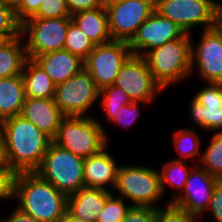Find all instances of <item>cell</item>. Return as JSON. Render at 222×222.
Instances as JSON below:
<instances>
[{
	"label": "cell",
	"instance_id": "cell-1",
	"mask_svg": "<svg viewBox=\"0 0 222 222\" xmlns=\"http://www.w3.org/2000/svg\"><path fill=\"white\" fill-rule=\"evenodd\" d=\"M11 170L17 174L35 172L53 139L22 115L0 122Z\"/></svg>",
	"mask_w": 222,
	"mask_h": 222
},
{
	"label": "cell",
	"instance_id": "cell-2",
	"mask_svg": "<svg viewBox=\"0 0 222 222\" xmlns=\"http://www.w3.org/2000/svg\"><path fill=\"white\" fill-rule=\"evenodd\" d=\"M67 197L36 172L14 176L13 198L19 200L17 207L38 222H61L67 211Z\"/></svg>",
	"mask_w": 222,
	"mask_h": 222
},
{
	"label": "cell",
	"instance_id": "cell-3",
	"mask_svg": "<svg viewBox=\"0 0 222 222\" xmlns=\"http://www.w3.org/2000/svg\"><path fill=\"white\" fill-rule=\"evenodd\" d=\"M190 38L185 33L181 38L166 42L144 56L154 79L163 89L185 79L193 71Z\"/></svg>",
	"mask_w": 222,
	"mask_h": 222
},
{
	"label": "cell",
	"instance_id": "cell-4",
	"mask_svg": "<svg viewBox=\"0 0 222 222\" xmlns=\"http://www.w3.org/2000/svg\"><path fill=\"white\" fill-rule=\"evenodd\" d=\"M53 142L85 159L107 147L108 139L98 120L89 116H65Z\"/></svg>",
	"mask_w": 222,
	"mask_h": 222
},
{
	"label": "cell",
	"instance_id": "cell-5",
	"mask_svg": "<svg viewBox=\"0 0 222 222\" xmlns=\"http://www.w3.org/2000/svg\"><path fill=\"white\" fill-rule=\"evenodd\" d=\"M83 162L84 158L52 142L35 172L68 196L84 187Z\"/></svg>",
	"mask_w": 222,
	"mask_h": 222
},
{
	"label": "cell",
	"instance_id": "cell-6",
	"mask_svg": "<svg viewBox=\"0 0 222 222\" xmlns=\"http://www.w3.org/2000/svg\"><path fill=\"white\" fill-rule=\"evenodd\" d=\"M114 188L132 201L131 206L158 208L155 203L163 195L160 172L142 166H119Z\"/></svg>",
	"mask_w": 222,
	"mask_h": 222
},
{
	"label": "cell",
	"instance_id": "cell-7",
	"mask_svg": "<svg viewBox=\"0 0 222 222\" xmlns=\"http://www.w3.org/2000/svg\"><path fill=\"white\" fill-rule=\"evenodd\" d=\"M71 17L29 18L21 24V35L28 33L25 48L27 57L64 49Z\"/></svg>",
	"mask_w": 222,
	"mask_h": 222
},
{
	"label": "cell",
	"instance_id": "cell-8",
	"mask_svg": "<svg viewBox=\"0 0 222 222\" xmlns=\"http://www.w3.org/2000/svg\"><path fill=\"white\" fill-rule=\"evenodd\" d=\"M113 41L130 42L138 27L155 12V0L106 1Z\"/></svg>",
	"mask_w": 222,
	"mask_h": 222
},
{
	"label": "cell",
	"instance_id": "cell-9",
	"mask_svg": "<svg viewBox=\"0 0 222 222\" xmlns=\"http://www.w3.org/2000/svg\"><path fill=\"white\" fill-rule=\"evenodd\" d=\"M219 4L214 0H155V11L189 34L202 24L204 30L211 29Z\"/></svg>",
	"mask_w": 222,
	"mask_h": 222
},
{
	"label": "cell",
	"instance_id": "cell-10",
	"mask_svg": "<svg viewBox=\"0 0 222 222\" xmlns=\"http://www.w3.org/2000/svg\"><path fill=\"white\" fill-rule=\"evenodd\" d=\"M131 55L128 42L111 41L95 45L84 60V69L90 74L96 87L101 90L115 83L119 70Z\"/></svg>",
	"mask_w": 222,
	"mask_h": 222
},
{
	"label": "cell",
	"instance_id": "cell-11",
	"mask_svg": "<svg viewBox=\"0 0 222 222\" xmlns=\"http://www.w3.org/2000/svg\"><path fill=\"white\" fill-rule=\"evenodd\" d=\"M97 99L99 89L84 68L55 89V103L65 116H87Z\"/></svg>",
	"mask_w": 222,
	"mask_h": 222
},
{
	"label": "cell",
	"instance_id": "cell-12",
	"mask_svg": "<svg viewBox=\"0 0 222 222\" xmlns=\"http://www.w3.org/2000/svg\"><path fill=\"white\" fill-rule=\"evenodd\" d=\"M113 85L138 103H149L156 92L164 90L154 79L145 58L133 54L122 65Z\"/></svg>",
	"mask_w": 222,
	"mask_h": 222
},
{
	"label": "cell",
	"instance_id": "cell-13",
	"mask_svg": "<svg viewBox=\"0 0 222 222\" xmlns=\"http://www.w3.org/2000/svg\"><path fill=\"white\" fill-rule=\"evenodd\" d=\"M184 34L178 25L155 11L138 27L136 34L128 44L133 55L144 57L150 50L181 38Z\"/></svg>",
	"mask_w": 222,
	"mask_h": 222
},
{
	"label": "cell",
	"instance_id": "cell-14",
	"mask_svg": "<svg viewBox=\"0 0 222 222\" xmlns=\"http://www.w3.org/2000/svg\"><path fill=\"white\" fill-rule=\"evenodd\" d=\"M218 180L204 168L194 167L182 191V193L185 192L184 195L175 196L171 203L198 218L205 210H208L212 192Z\"/></svg>",
	"mask_w": 222,
	"mask_h": 222
},
{
	"label": "cell",
	"instance_id": "cell-15",
	"mask_svg": "<svg viewBox=\"0 0 222 222\" xmlns=\"http://www.w3.org/2000/svg\"><path fill=\"white\" fill-rule=\"evenodd\" d=\"M200 43L191 44V70L196 64L201 78L207 83H222V41L211 28L203 30Z\"/></svg>",
	"mask_w": 222,
	"mask_h": 222
},
{
	"label": "cell",
	"instance_id": "cell-16",
	"mask_svg": "<svg viewBox=\"0 0 222 222\" xmlns=\"http://www.w3.org/2000/svg\"><path fill=\"white\" fill-rule=\"evenodd\" d=\"M191 102L194 124L208 131L222 132V83H207Z\"/></svg>",
	"mask_w": 222,
	"mask_h": 222
},
{
	"label": "cell",
	"instance_id": "cell-17",
	"mask_svg": "<svg viewBox=\"0 0 222 222\" xmlns=\"http://www.w3.org/2000/svg\"><path fill=\"white\" fill-rule=\"evenodd\" d=\"M52 139L56 136L59 125L65 115L60 111L54 98L25 97L21 114Z\"/></svg>",
	"mask_w": 222,
	"mask_h": 222
},
{
	"label": "cell",
	"instance_id": "cell-18",
	"mask_svg": "<svg viewBox=\"0 0 222 222\" xmlns=\"http://www.w3.org/2000/svg\"><path fill=\"white\" fill-rule=\"evenodd\" d=\"M33 60L50 76L56 86L84 68V60L65 49L38 55Z\"/></svg>",
	"mask_w": 222,
	"mask_h": 222
},
{
	"label": "cell",
	"instance_id": "cell-19",
	"mask_svg": "<svg viewBox=\"0 0 222 222\" xmlns=\"http://www.w3.org/2000/svg\"><path fill=\"white\" fill-rule=\"evenodd\" d=\"M111 194L107 189L82 187L68 195L67 210L73 216L96 222L98 214L104 209L106 199Z\"/></svg>",
	"mask_w": 222,
	"mask_h": 222
},
{
	"label": "cell",
	"instance_id": "cell-20",
	"mask_svg": "<svg viewBox=\"0 0 222 222\" xmlns=\"http://www.w3.org/2000/svg\"><path fill=\"white\" fill-rule=\"evenodd\" d=\"M105 149L84 159V187L106 189L104 185L107 183L115 187L119 167Z\"/></svg>",
	"mask_w": 222,
	"mask_h": 222
},
{
	"label": "cell",
	"instance_id": "cell-21",
	"mask_svg": "<svg viewBox=\"0 0 222 222\" xmlns=\"http://www.w3.org/2000/svg\"><path fill=\"white\" fill-rule=\"evenodd\" d=\"M71 19L95 45L113 41L105 6L75 13Z\"/></svg>",
	"mask_w": 222,
	"mask_h": 222
},
{
	"label": "cell",
	"instance_id": "cell-22",
	"mask_svg": "<svg viewBox=\"0 0 222 222\" xmlns=\"http://www.w3.org/2000/svg\"><path fill=\"white\" fill-rule=\"evenodd\" d=\"M22 75L0 79V122L20 115L25 101Z\"/></svg>",
	"mask_w": 222,
	"mask_h": 222
},
{
	"label": "cell",
	"instance_id": "cell-23",
	"mask_svg": "<svg viewBox=\"0 0 222 222\" xmlns=\"http://www.w3.org/2000/svg\"><path fill=\"white\" fill-rule=\"evenodd\" d=\"M22 78L26 97L54 98L56 85L50 76L33 59H27L22 72Z\"/></svg>",
	"mask_w": 222,
	"mask_h": 222
},
{
	"label": "cell",
	"instance_id": "cell-24",
	"mask_svg": "<svg viewBox=\"0 0 222 222\" xmlns=\"http://www.w3.org/2000/svg\"><path fill=\"white\" fill-rule=\"evenodd\" d=\"M20 40L21 38L18 36L10 40H5L0 44L1 78L22 75L28 57L25 43L22 46Z\"/></svg>",
	"mask_w": 222,
	"mask_h": 222
},
{
	"label": "cell",
	"instance_id": "cell-25",
	"mask_svg": "<svg viewBox=\"0 0 222 222\" xmlns=\"http://www.w3.org/2000/svg\"><path fill=\"white\" fill-rule=\"evenodd\" d=\"M188 167L185 165L184 161L172 160L163 165V170L160 173V182L162 193L165 192V184L170 187L179 188L182 192L185 187V183L188 179L189 173Z\"/></svg>",
	"mask_w": 222,
	"mask_h": 222
},
{
	"label": "cell",
	"instance_id": "cell-26",
	"mask_svg": "<svg viewBox=\"0 0 222 222\" xmlns=\"http://www.w3.org/2000/svg\"><path fill=\"white\" fill-rule=\"evenodd\" d=\"M95 44L71 21L66 34L64 49L85 60Z\"/></svg>",
	"mask_w": 222,
	"mask_h": 222
},
{
	"label": "cell",
	"instance_id": "cell-27",
	"mask_svg": "<svg viewBox=\"0 0 222 222\" xmlns=\"http://www.w3.org/2000/svg\"><path fill=\"white\" fill-rule=\"evenodd\" d=\"M203 154L200 159L205 166L202 168L210 175L222 180V132H215Z\"/></svg>",
	"mask_w": 222,
	"mask_h": 222
},
{
	"label": "cell",
	"instance_id": "cell-28",
	"mask_svg": "<svg viewBox=\"0 0 222 222\" xmlns=\"http://www.w3.org/2000/svg\"><path fill=\"white\" fill-rule=\"evenodd\" d=\"M176 151L181 158L176 160L186 161L188 158L194 159L196 155H200V140L198 134L193 129H180L175 131L173 138Z\"/></svg>",
	"mask_w": 222,
	"mask_h": 222
},
{
	"label": "cell",
	"instance_id": "cell-29",
	"mask_svg": "<svg viewBox=\"0 0 222 222\" xmlns=\"http://www.w3.org/2000/svg\"><path fill=\"white\" fill-rule=\"evenodd\" d=\"M103 96L102 105L107 112V117L111 121L120 107L132 103L129 95L121 88L111 85L99 90V97Z\"/></svg>",
	"mask_w": 222,
	"mask_h": 222
},
{
	"label": "cell",
	"instance_id": "cell-30",
	"mask_svg": "<svg viewBox=\"0 0 222 222\" xmlns=\"http://www.w3.org/2000/svg\"><path fill=\"white\" fill-rule=\"evenodd\" d=\"M131 207L129 204L125 205L122 197L116 198L111 194L106 199L104 209L98 214L96 222H120Z\"/></svg>",
	"mask_w": 222,
	"mask_h": 222
},
{
	"label": "cell",
	"instance_id": "cell-31",
	"mask_svg": "<svg viewBox=\"0 0 222 222\" xmlns=\"http://www.w3.org/2000/svg\"><path fill=\"white\" fill-rule=\"evenodd\" d=\"M21 36V23L17 20L15 10L0 0V37L10 40Z\"/></svg>",
	"mask_w": 222,
	"mask_h": 222
},
{
	"label": "cell",
	"instance_id": "cell-32",
	"mask_svg": "<svg viewBox=\"0 0 222 222\" xmlns=\"http://www.w3.org/2000/svg\"><path fill=\"white\" fill-rule=\"evenodd\" d=\"M71 17L66 0L41 1L38 11L31 18Z\"/></svg>",
	"mask_w": 222,
	"mask_h": 222
},
{
	"label": "cell",
	"instance_id": "cell-33",
	"mask_svg": "<svg viewBox=\"0 0 222 222\" xmlns=\"http://www.w3.org/2000/svg\"><path fill=\"white\" fill-rule=\"evenodd\" d=\"M196 217L173 205L171 202L165 208H156L155 222H196Z\"/></svg>",
	"mask_w": 222,
	"mask_h": 222
},
{
	"label": "cell",
	"instance_id": "cell-34",
	"mask_svg": "<svg viewBox=\"0 0 222 222\" xmlns=\"http://www.w3.org/2000/svg\"><path fill=\"white\" fill-rule=\"evenodd\" d=\"M156 208L132 206L120 222H155Z\"/></svg>",
	"mask_w": 222,
	"mask_h": 222
},
{
	"label": "cell",
	"instance_id": "cell-35",
	"mask_svg": "<svg viewBox=\"0 0 222 222\" xmlns=\"http://www.w3.org/2000/svg\"><path fill=\"white\" fill-rule=\"evenodd\" d=\"M137 104L138 102H132L120 107L118 113L111 121L119 123L122 127L129 126L135 121L137 115H139Z\"/></svg>",
	"mask_w": 222,
	"mask_h": 222
},
{
	"label": "cell",
	"instance_id": "cell-36",
	"mask_svg": "<svg viewBox=\"0 0 222 222\" xmlns=\"http://www.w3.org/2000/svg\"><path fill=\"white\" fill-rule=\"evenodd\" d=\"M14 176L10 167H0V199L13 198Z\"/></svg>",
	"mask_w": 222,
	"mask_h": 222
},
{
	"label": "cell",
	"instance_id": "cell-37",
	"mask_svg": "<svg viewBox=\"0 0 222 222\" xmlns=\"http://www.w3.org/2000/svg\"><path fill=\"white\" fill-rule=\"evenodd\" d=\"M41 1L44 0H22L21 4L15 9L17 20L22 24L31 18L39 9Z\"/></svg>",
	"mask_w": 222,
	"mask_h": 222
},
{
	"label": "cell",
	"instance_id": "cell-38",
	"mask_svg": "<svg viewBox=\"0 0 222 222\" xmlns=\"http://www.w3.org/2000/svg\"><path fill=\"white\" fill-rule=\"evenodd\" d=\"M68 10L72 16L75 13L104 7L106 0H66Z\"/></svg>",
	"mask_w": 222,
	"mask_h": 222
},
{
	"label": "cell",
	"instance_id": "cell-39",
	"mask_svg": "<svg viewBox=\"0 0 222 222\" xmlns=\"http://www.w3.org/2000/svg\"><path fill=\"white\" fill-rule=\"evenodd\" d=\"M208 208L216 222H222V180H218L215 185Z\"/></svg>",
	"mask_w": 222,
	"mask_h": 222
},
{
	"label": "cell",
	"instance_id": "cell-40",
	"mask_svg": "<svg viewBox=\"0 0 222 222\" xmlns=\"http://www.w3.org/2000/svg\"><path fill=\"white\" fill-rule=\"evenodd\" d=\"M9 216L10 217H7L6 220L1 222H38L36 219L23 212L18 207H16Z\"/></svg>",
	"mask_w": 222,
	"mask_h": 222
},
{
	"label": "cell",
	"instance_id": "cell-41",
	"mask_svg": "<svg viewBox=\"0 0 222 222\" xmlns=\"http://www.w3.org/2000/svg\"><path fill=\"white\" fill-rule=\"evenodd\" d=\"M212 29L217 33L222 41V4H219L217 8L214 21L212 23Z\"/></svg>",
	"mask_w": 222,
	"mask_h": 222
},
{
	"label": "cell",
	"instance_id": "cell-42",
	"mask_svg": "<svg viewBox=\"0 0 222 222\" xmlns=\"http://www.w3.org/2000/svg\"><path fill=\"white\" fill-rule=\"evenodd\" d=\"M0 167H10L8 162L4 136L0 130Z\"/></svg>",
	"mask_w": 222,
	"mask_h": 222
},
{
	"label": "cell",
	"instance_id": "cell-43",
	"mask_svg": "<svg viewBox=\"0 0 222 222\" xmlns=\"http://www.w3.org/2000/svg\"><path fill=\"white\" fill-rule=\"evenodd\" d=\"M61 222H90L84 219L73 216L68 210L65 212Z\"/></svg>",
	"mask_w": 222,
	"mask_h": 222
},
{
	"label": "cell",
	"instance_id": "cell-44",
	"mask_svg": "<svg viewBox=\"0 0 222 222\" xmlns=\"http://www.w3.org/2000/svg\"><path fill=\"white\" fill-rule=\"evenodd\" d=\"M5 5L13 8L14 10L21 4L22 0H1Z\"/></svg>",
	"mask_w": 222,
	"mask_h": 222
},
{
	"label": "cell",
	"instance_id": "cell-45",
	"mask_svg": "<svg viewBox=\"0 0 222 222\" xmlns=\"http://www.w3.org/2000/svg\"><path fill=\"white\" fill-rule=\"evenodd\" d=\"M4 40L0 37V44L3 42Z\"/></svg>",
	"mask_w": 222,
	"mask_h": 222
}]
</instances>
